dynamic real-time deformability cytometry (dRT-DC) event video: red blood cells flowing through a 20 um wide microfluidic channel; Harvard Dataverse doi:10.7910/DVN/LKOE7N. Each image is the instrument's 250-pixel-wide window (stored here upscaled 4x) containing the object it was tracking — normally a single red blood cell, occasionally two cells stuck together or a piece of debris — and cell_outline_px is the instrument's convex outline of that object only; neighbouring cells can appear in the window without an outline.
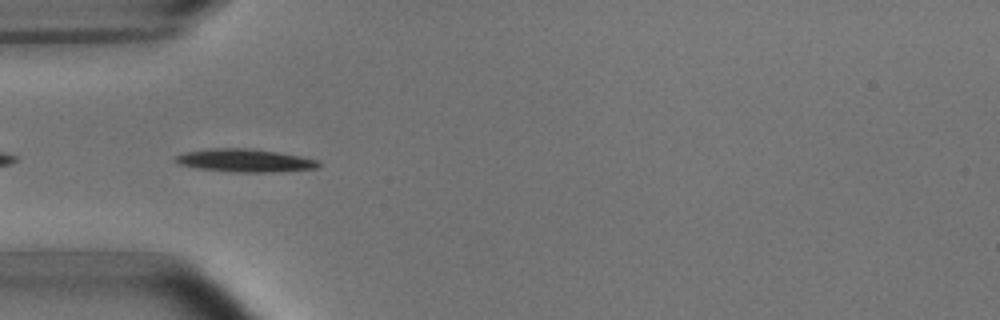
{"species": "common noctule bat (a hibernating species)", "species_latin": "Nyctalus noctula", "temperature_condition": "room temperature", "stored_images_in_passage": 7, "camera_frame_rate_fps": 3000, "um_per_image_px": 0.085, "animal": {"sex": "male", "body_mass_g": 15.6}, "frame": {"image": 1, "passage_image": 4, "time_ms": 4.333, "image_size_px": [1000, 320], "cell_outline_px": [[320, 168], [272, 172], [232, 172], [196, 168], [176, 164], [172, 160], [176, 156], [184, 152], [212, 148], [244, 148], [276, 152], [300, 156], [316, 160], [320, 164]], "centroid_in_image_um": [20.75, 13.65], "position_along_channel_um": 64.3, "area_um2": 19.19}}
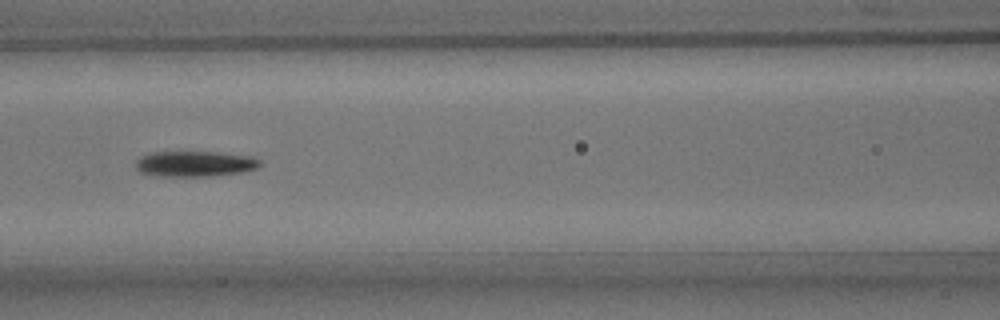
{"frame": {"image": 2, "passage_image": 6, "time_ms": 6.667, "image_size_px": [1000, 320], "cell_outline_px": [[264, 164], [256, 168], [244, 172], [212, 176], [152, 176], [140, 172], [136, 168], [136, 160], [140, 156], [152, 152], [216, 152], [252, 156], [260, 160]], "centroid_in_image_um": [16.57, 13.93], "position_along_channel_um": 150.0, "area_um2": 18.79}}
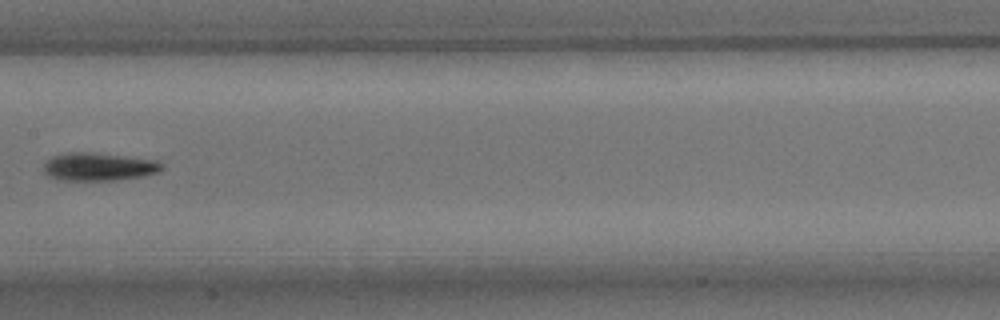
{"frame": {"image": 3, "passage_image": 7, "time_ms": 8.0, "image_size_px": [1000, 320], "cell_outline_px": [[164, 168], [160, 172], [144, 176], [116, 180], [60, 180], [48, 176], [44, 172], [44, 160], [52, 156], [68, 152], [92, 152], [156, 160], [164, 164]], "centroid_in_image_um": [8.39, 14.17], "position_along_channel_um": 199.0, "area_um2": 19.54}}